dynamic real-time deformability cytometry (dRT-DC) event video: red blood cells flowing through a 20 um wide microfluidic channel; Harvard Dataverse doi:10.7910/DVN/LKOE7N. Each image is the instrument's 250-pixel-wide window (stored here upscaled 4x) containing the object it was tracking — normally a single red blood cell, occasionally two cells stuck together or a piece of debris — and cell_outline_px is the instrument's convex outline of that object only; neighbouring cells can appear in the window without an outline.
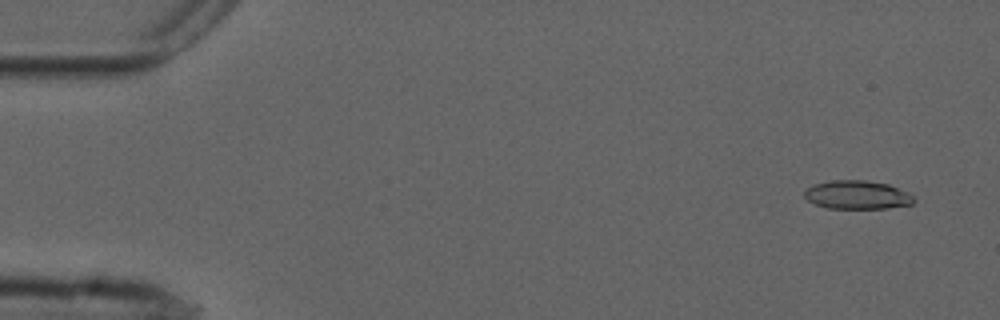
{"species": "common noctule bat (a hibernating species)", "species_latin": "Nyctalus noctula", "temperature_condition": "cold", "stored_images_in_passage": 54, "camera_frame_rate_fps": 3000, "um_per_image_px": 0.085, "animal": {"sex": "male", "forearm_length_mm": 52.5}, "frame": {"image": 1, "passage_image": 3, "time_ms": 0.667, "image_size_px": [1000, 320], "cell_outline_px": [[916, 200], [912, 204], [888, 208], [828, 208], [816, 204], [808, 200], [804, 196], [804, 192], [812, 184], [828, 180], [864, 180], [888, 184], [908, 192]], "centroid_in_image_um": [72.86, 16.55], "position_along_channel_um": 12.1, "area_um2": 18.21}}
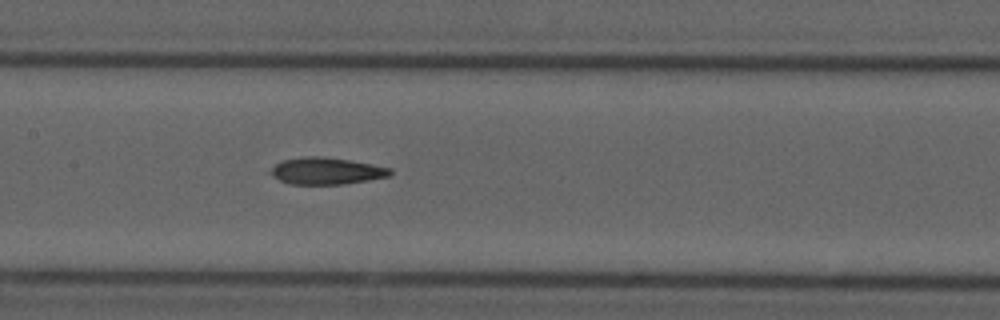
{"frame": {"image": 2, "passage_image": 26, "time_ms": 8.333, "image_size_px": [1000, 320], "cell_outline_px": [[392, 172], [388, 176], [368, 180], [344, 184], [288, 184], [272, 176], [268, 172], [276, 164], [284, 160], [308, 156], [324, 156], [348, 160], [392, 168]], "centroid_in_image_um": [27.72, 14.53], "position_along_channel_um": 179.7, "area_um2": 18.55}}
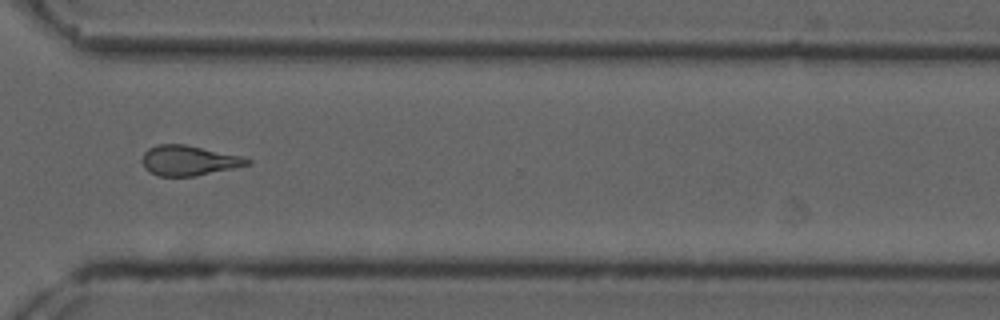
{"frame": {"image": 3, "passage_image": 40, "time_ms": 13.0, "image_size_px": [1000, 320], "cell_outline_px": [[252, 164], [196, 176], [156, 176], [148, 172], [144, 168], [140, 160], [144, 152], [148, 148], [156, 144], [184, 144], [240, 156], [252, 160]], "centroid_in_image_um": [15.98, 13.65], "position_along_channel_um": 354.6, "area_um2": 18.55}, "authors_computed_cell_mechanics": {"area_um2": 18.7561, "velocity_mm_per_s": 3.7635, "shape_relaxation_time_tau1_ms": null, "shape_relaxation_time_tau2_ms": 6.7321, "deformation_change_tau1": null, "deformation_change_tau2": 0.2037}}